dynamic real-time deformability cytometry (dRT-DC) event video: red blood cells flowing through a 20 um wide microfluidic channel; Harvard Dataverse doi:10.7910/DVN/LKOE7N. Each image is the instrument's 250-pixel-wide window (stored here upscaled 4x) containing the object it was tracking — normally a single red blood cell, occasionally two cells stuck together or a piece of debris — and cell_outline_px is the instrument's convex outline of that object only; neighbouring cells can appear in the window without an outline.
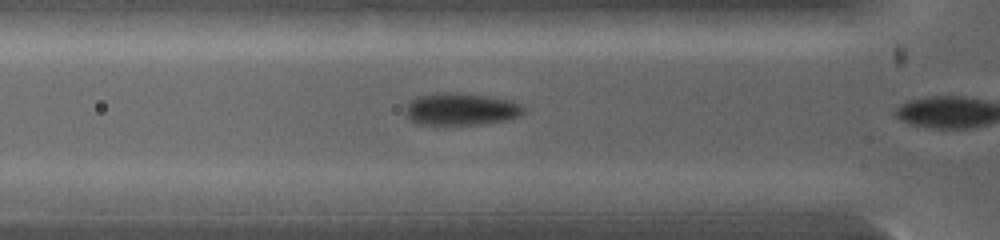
{"species": "common noctule bat (a hibernating species)", "species_latin": "Nyctalus noctula", "temperature_condition": "warm", "stored_images_in_passage": 5, "camera_frame_rate_fps": 5000, "um_per_image_px": 0.085, "animal": {"sex": "female", "body_mass_g": 19.0, "forearm_length_mm": 53.3}, "frame": {"image": 1, "passage_image": 4, "time_ms": 1.2, "image_size_px": [1000, 240], "cell_outline_px": [[524, 112], [520, 116], [504, 120], [480, 124], [416, 124], [408, 120], [404, 112], [408, 104], [412, 100], [420, 96], [436, 92], [460, 92], [488, 96], [512, 100], [520, 104], [524, 108]], "centroid_in_image_um": [39.16, 9.27], "position_along_channel_um": 86.6, "area_um2": 22.31}}